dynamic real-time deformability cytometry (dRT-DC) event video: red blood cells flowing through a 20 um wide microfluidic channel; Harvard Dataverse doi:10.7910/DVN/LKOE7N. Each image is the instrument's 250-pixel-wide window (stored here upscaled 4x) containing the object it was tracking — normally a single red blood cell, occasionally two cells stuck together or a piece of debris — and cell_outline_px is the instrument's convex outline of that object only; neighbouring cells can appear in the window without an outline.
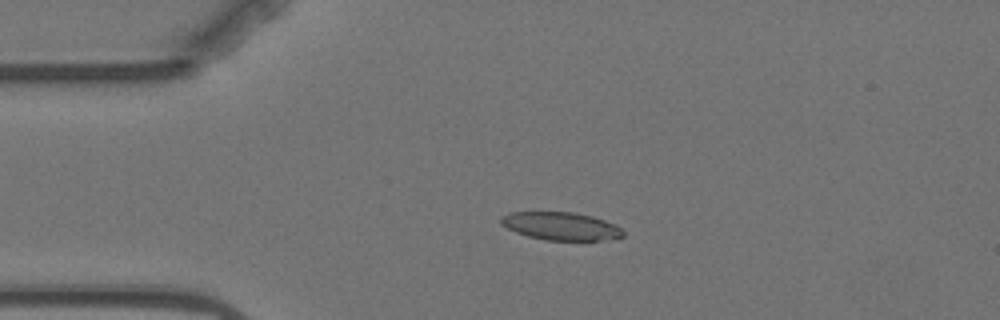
{"species": "Egyptian fruit bat (a non-hibernating species)", "species_latin": "Rousettus aegyptiacus", "temperature_condition": "warm", "stored_images_in_passage": 4, "camera_frame_rate_fps": 3000, "um_per_image_px": 0.085, "animal": {"sex": "female"}, "frame": {"image": 1, "passage_image": 3, "time_ms": 2.333, "image_size_px": [1000, 320], "cell_outline_px": [[624, 236], [616, 240], [544, 240], [528, 236], [516, 232], [500, 224], [500, 216], [512, 212], [572, 212], [592, 216], [616, 224], [624, 232]], "centroid_in_image_um": [47.71, 19.23], "position_along_channel_um": 37.3, "area_um2": 20.06}}